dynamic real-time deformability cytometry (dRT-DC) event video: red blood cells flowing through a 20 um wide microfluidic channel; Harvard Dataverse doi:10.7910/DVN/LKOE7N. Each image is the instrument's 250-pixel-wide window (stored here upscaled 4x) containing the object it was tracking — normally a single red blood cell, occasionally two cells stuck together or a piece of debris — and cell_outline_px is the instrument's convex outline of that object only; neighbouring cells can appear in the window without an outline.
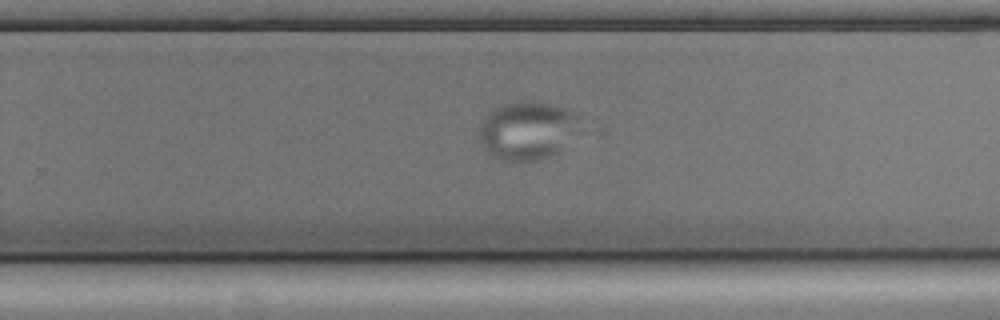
{"species": "common noctule bat (a hibernating species)", "species_latin": "Nyctalus noctula", "temperature_condition": "cold", "stored_images_in_passage": 42, "segment_of_instrument_passage": [2, 2], "camera_frame_rate_fps": 3000, "um_per_image_px": 0.085, "animal": {"sex": "male", "body_mass_g": 17.9, "forearm_length_mm": 54.2}, "frame": {"image": 1, "passage_image": 21, "time_ms": 6.667, "image_size_px": [1000, 320], "cell_outline_px": [[584, 132], [556, 152], [548, 156], [536, 160], [500, 160], [492, 156], [488, 152], [480, 140], [480, 128], [484, 120], [500, 104], [548, 104], [564, 108], [572, 112], [576, 116], [584, 128]], "centroid_in_image_um": [44.92, 11.14], "position_along_channel_um": 284.9, "area_um2": 33.41}}